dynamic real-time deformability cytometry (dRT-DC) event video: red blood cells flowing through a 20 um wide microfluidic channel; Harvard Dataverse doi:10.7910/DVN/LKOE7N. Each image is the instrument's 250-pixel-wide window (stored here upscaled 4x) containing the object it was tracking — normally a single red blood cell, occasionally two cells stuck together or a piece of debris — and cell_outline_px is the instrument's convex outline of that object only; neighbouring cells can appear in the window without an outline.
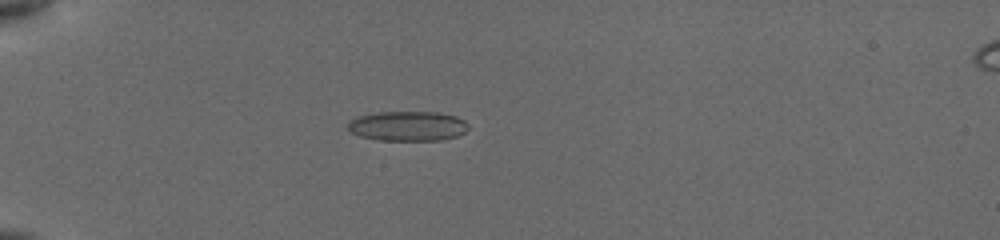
{"species": "common noctule bat (a hibernating species)", "species_latin": "Nyctalus noctula", "temperature_condition": "cold", "stored_images_in_passage": 29, "camera_frame_rate_fps": 3000, "um_per_image_px": 0.085, "animal": {"sex": "female", "body_mass_g": 19.5, "forearm_length_mm": 54.1}, "frame": {"image": 1, "passage_image": 1, "time_ms": 0.0, "image_size_px": [1000, 240], "cell_outline_px": [[468, 128], [464, 132], [456, 136], [440, 140], [380, 140], [360, 136], [352, 132], [348, 128], [348, 124], [356, 116], [376, 112], [440, 112], [456, 116], [464, 120], [468, 124]], "centroid_in_image_um": [34.67, 10.7], "position_along_channel_um": 50.3, "area_um2": 20.87}}
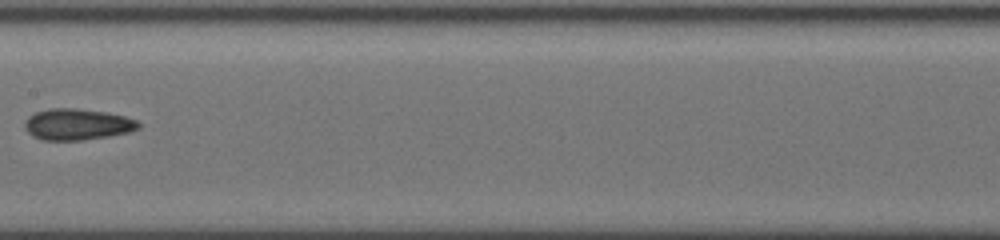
{"frame": {"image": 2, "passage_image": 11, "time_ms": 4.667, "image_size_px": [1000, 240], "cell_outline_px": [[140, 128], [132, 132], [108, 136], [80, 140], [40, 140], [32, 136], [24, 128], [24, 120], [28, 116], [36, 112], [48, 108], [76, 108], [108, 112], [124, 116], [136, 120], [140, 124]], "centroid_in_image_um": [6.55, 10.57], "position_along_channel_um": 200.8, "area_um2": 20.98}}
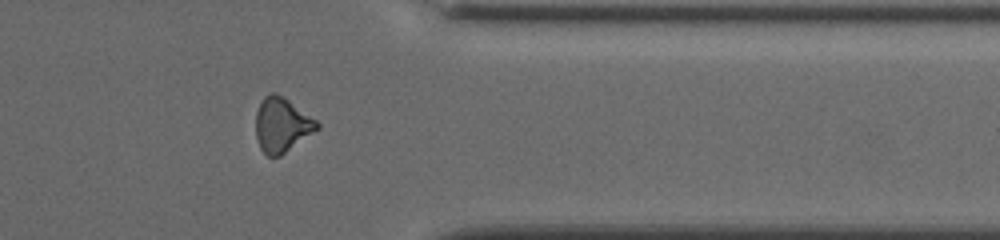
{"frame": {"image": 3, "passage_image": 22, "time_ms": 9.667, "image_size_px": [1000, 240], "cell_outline_px": [[320, 128], [280, 156], [268, 156], [260, 148], [256, 136], [256, 112], [264, 96], [272, 92], [276, 92], [288, 100], [316, 120], [320, 124]], "centroid_in_image_um": [23.95, 10.62], "position_along_channel_um": 387.4, "area_um2": 19.25}, "authors_computed_cell_mechanics": {"area_um2": 19.3052, "velocity_mm_per_s": 3.8606, "shape_relaxation_time_tau1_ms": 11.1152, "shape_relaxation_time_tau2_ms": 4.1919, "deformation_change_tau1": 0.1839, "deformation_change_tau2": 0.1192}}